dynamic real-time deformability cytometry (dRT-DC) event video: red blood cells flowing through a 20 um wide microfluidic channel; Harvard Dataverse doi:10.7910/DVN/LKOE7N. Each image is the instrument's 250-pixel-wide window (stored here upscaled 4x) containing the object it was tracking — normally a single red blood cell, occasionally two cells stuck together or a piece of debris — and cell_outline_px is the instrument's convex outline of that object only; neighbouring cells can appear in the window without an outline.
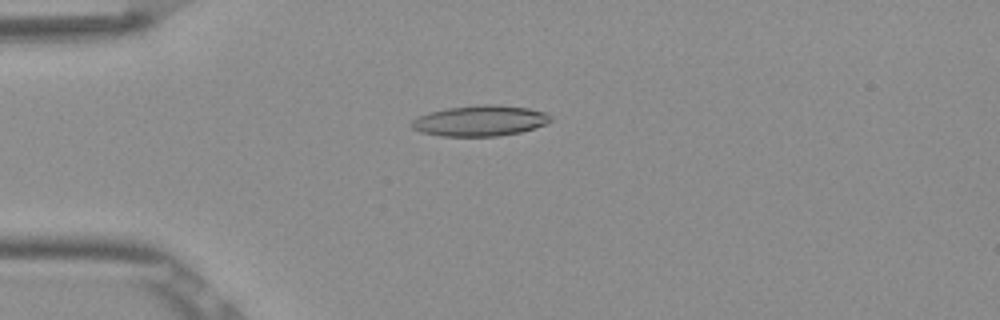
{"species": "Egyptian fruit bat (a non-hibernating species)", "species_latin": "Rousettus aegyptiacus", "temperature_condition": "room temperature", "stored_images_in_passage": 53, "camera_frame_rate_fps": 3000, "um_per_image_px": 0.085, "frame": {"image": 1, "passage_image": 14, "time_ms": 4.333, "image_size_px": [1000, 320], "cell_outline_px": [[552, 120], [544, 124], [520, 132], [500, 136], [440, 136], [420, 132], [412, 128], [408, 124], [416, 116], [428, 112], [448, 108], [484, 104], [496, 104], [528, 108], [544, 112]], "centroid_in_image_um": [40.72, 10.26], "position_along_channel_um": 44.3, "area_um2": 24.85}}
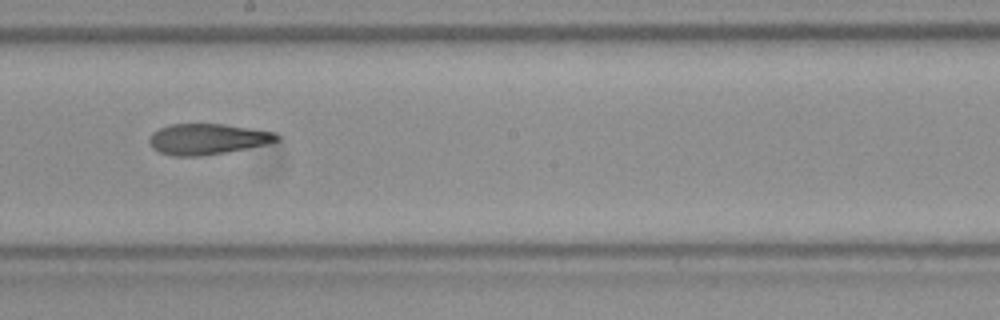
{"frame": {"image": 2, "passage_image": 30, "time_ms": 9.667, "image_size_px": [1000, 320], "cell_outline_px": [[280, 140], [264, 144], [228, 152], [200, 156], [172, 156], [160, 152], [152, 148], [148, 140], [148, 136], [152, 132], [168, 124], [224, 124], [276, 132], [280, 136]], "centroid_in_image_um": [17.6, 11.82], "position_along_channel_um": 230.6, "area_um2": 23.0}}
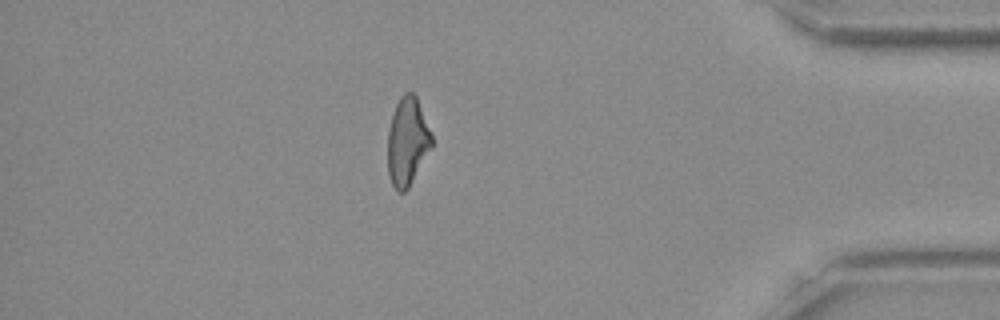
{"frame": {"image": 3, "passage_image": 46, "time_ms": 15.0, "image_size_px": [1000, 320], "cell_outline_px": [[432, 148], [408, 188], [404, 192], [396, 192], [392, 184], [388, 172], [388, 128], [392, 112], [400, 96], [404, 92], [412, 92], [416, 96], [432, 136]], "centroid_in_image_um": [34.61, 12.03], "position_along_channel_um": 400.6, "area_um2": 22.66}, "authors_computed_cell_mechanics": {"area_um2": 23.5824, "velocity_mm_per_s": 3.8937, "shape_relaxation_time_tau1_ms": null, "shape_relaxation_time_tau2_ms": 5.3777, "deformation_change_tau1": null, "deformation_change_tau2": 0.1671}}